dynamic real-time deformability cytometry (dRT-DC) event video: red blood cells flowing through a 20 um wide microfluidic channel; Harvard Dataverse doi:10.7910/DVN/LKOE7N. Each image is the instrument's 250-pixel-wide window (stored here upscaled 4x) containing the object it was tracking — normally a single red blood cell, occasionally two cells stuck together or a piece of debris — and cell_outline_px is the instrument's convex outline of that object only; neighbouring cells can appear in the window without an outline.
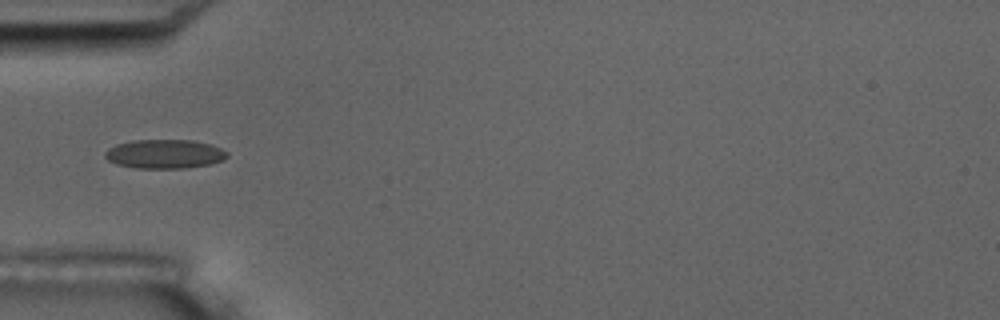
{"species": "common noctule bat (a hibernating species)", "species_latin": "Nyctalus noctula", "temperature_condition": "room temperature", "stored_images_in_passage": 4, "camera_frame_rate_fps": 3000, "um_per_image_px": 0.085, "animal": {"sex": "male", "body_mass_g": 17.5, "forearm_length_mm": 52.3}, "frame": {"image": 1, "passage_image": 1, "time_ms": 0.0, "image_size_px": [1000, 320], "cell_outline_px": [[228, 156], [224, 160], [208, 164], [184, 168], [136, 168], [116, 164], [108, 160], [104, 156], [104, 152], [108, 148], [116, 144], [132, 140], [192, 140], [212, 144], [228, 152]], "centroid_in_image_um": [13.98, 13.08], "position_along_channel_um": 71.0, "area_um2": 20.75}}
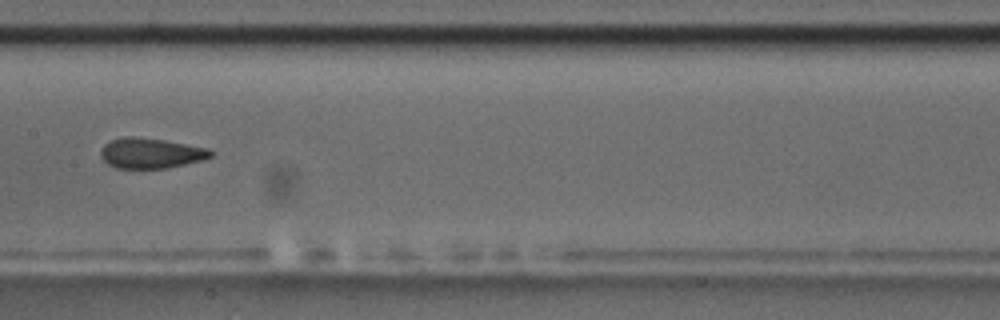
{"frame": {"image": 2, "passage_image": 4, "time_ms": 3.333, "image_size_px": [1000, 320], "cell_outline_px": [[216, 152], [212, 156], [204, 160], [168, 168], [116, 168], [108, 164], [100, 156], [100, 152], [104, 144], [112, 140], [124, 136], [132, 136], [164, 140], [208, 148]], "centroid_in_image_um": [12.85, 13.02], "position_along_channel_um": 194.6, "area_um2": 19.54}}